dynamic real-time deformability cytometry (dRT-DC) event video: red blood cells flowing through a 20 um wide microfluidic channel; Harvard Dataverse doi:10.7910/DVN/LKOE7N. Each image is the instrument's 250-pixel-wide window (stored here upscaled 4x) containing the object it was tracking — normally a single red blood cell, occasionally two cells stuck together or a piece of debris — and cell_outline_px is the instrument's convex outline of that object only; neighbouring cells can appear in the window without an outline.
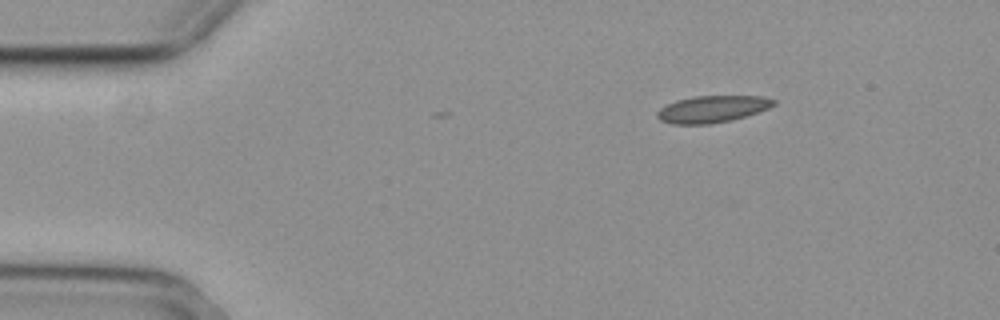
{"species": "common noctule bat (a hibernating species)", "species_latin": "Nyctalus noctula", "temperature_condition": "cold", "stored_images_in_passage": 4, "camera_frame_rate_fps": 3000, "um_per_image_px": 0.085, "animal": {"sex": "female", "body_mass_g": 29.2, "forearm_length_mm": 56.3}, "frame": {"image": 1, "passage_image": 1, "time_ms": 0.0, "image_size_px": [1000, 320], "cell_outline_px": [[776, 104], [768, 108], [744, 116], [728, 120], [708, 124], [672, 124], [660, 120], [656, 116], [656, 112], [660, 108], [676, 100], [692, 96], [764, 96], [776, 100]], "centroid_in_image_um": [60.51, 9.26], "position_along_channel_um": 24.5, "area_um2": 18.09}}